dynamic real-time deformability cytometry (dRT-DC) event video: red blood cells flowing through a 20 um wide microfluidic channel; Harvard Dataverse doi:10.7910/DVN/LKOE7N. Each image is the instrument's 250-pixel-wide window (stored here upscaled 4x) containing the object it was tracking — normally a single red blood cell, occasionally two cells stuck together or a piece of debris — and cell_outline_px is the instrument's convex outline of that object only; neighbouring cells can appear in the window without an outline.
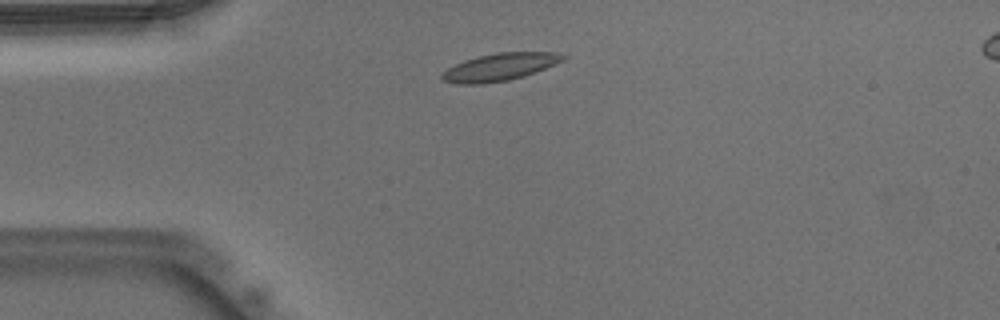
{"species": "Egyptian fruit bat (a non-hibernating species)", "species_latin": "Rousettus aegyptiacus", "temperature_condition": "warm", "stored_images_in_passage": 44, "camera_frame_rate_fps": 3000, "um_per_image_px": 0.085, "animal": {"sex": "male"}, "frame": {"image": 1, "passage_image": 5, "time_ms": 1.333, "image_size_px": [1000, 320], "cell_outline_px": [[568, 56], [564, 60], [524, 76], [508, 80], [484, 84], [456, 84], [440, 80], [440, 76], [448, 68], [464, 60], [496, 52], [556, 52]], "centroid_in_image_um": [42.46, 5.7], "position_along_channel_um": 42.5, "area_um2": 19.31}}
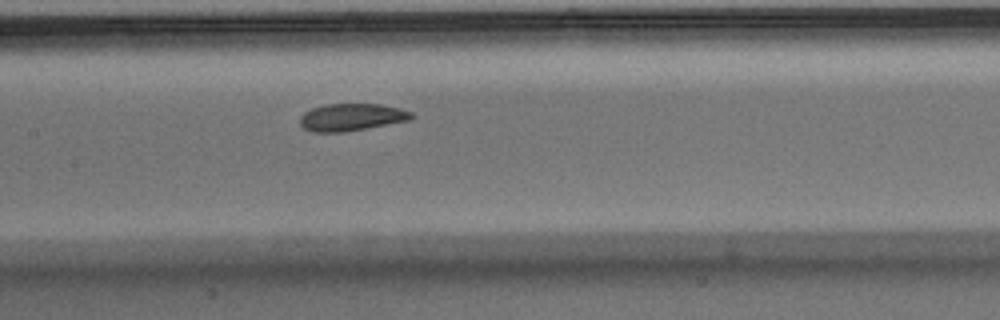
{"frame": {"image": 2, "passage_image": 17, "time_ms": 5.333, "image_size_px": [1000, 320], "cell_outline_px": [[416, 116], [412, 120], [368, 128], [344, 132], [312, 132], [304, 128], [300, 124], [300, 116], [304, 112], [312, 108], [324, 104], [380, 104], [400, 108], [412, 112]], "centroid_in_image_um": [29.91, 9.96], "position_along_channel_um": 177.5, "area_um2": 17.98}}
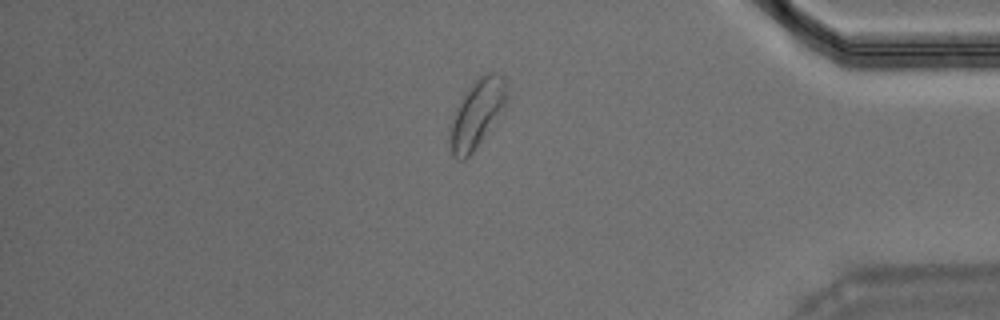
{"frame": {"image": 3, "passage_image": 36, "time_ms": 11.667, "image_size_px": [1000, 320], "cell_outline_px": [[508, 100], [500, 116], [472, 152], [464, 160], [460, 160], [452, 152], [448, 128], [456, 108], [460, 100], [472, 84], [480, 76], [488, 72], [496, 72], [504, 76], [508, 88]], "centroid_in_image_um": [40.58, 9.61], "position_along_channel_um": 394.6, "area_um2": 22.54}, "authors_computed_cell_mechanics": {"area_um2": 18.8428, "velocity_mm_per_s": 3.8952, "shape_relaxation_time_tau1_ms": 4.4222, "shape_relaxation_time_tau2_ms": 4.3513, "deformation_change_tau1": 0.1138, "deformation_change_tau2": 0.094}}